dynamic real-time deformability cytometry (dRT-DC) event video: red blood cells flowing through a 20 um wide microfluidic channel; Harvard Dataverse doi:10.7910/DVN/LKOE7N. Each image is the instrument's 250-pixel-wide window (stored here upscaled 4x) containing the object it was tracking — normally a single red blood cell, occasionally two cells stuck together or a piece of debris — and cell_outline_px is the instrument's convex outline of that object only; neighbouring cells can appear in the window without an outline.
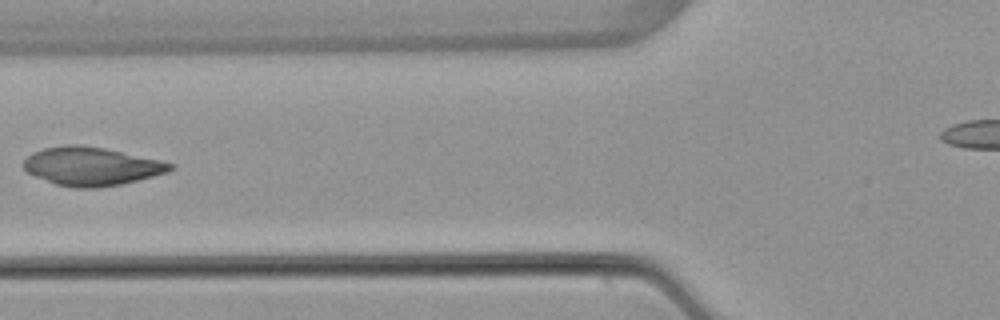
{"species": "common noctule bat (a hibernating species)", "species_latin": "Nyctalus noctula", "temperature_condition": "warm", "stored_images_in_passage": 6, "camera_frame_rate_fps": 3000, "um_per_image_px": 0.085, "animal": {"sex": "female", "body_mass_g": 22.7, "forearm_length_mm": 54.2}, "frame": {"image": 1, "passage_image": 5, "time_ms": 6.0, "image_size_px": [1000, 320], "cell_outline_px": [[176, 168], [168, 172], [120, 184], [96, 188], [76, 188], [56, 184], [36, 176], [28, 172], [20, 164], [32, 152], [44, 148], [68, 144], [80, 144], [104, 148], [160, 160], [176, 164]], "centroid_in_image_um": [7.77, 14.12], "position_along_channel_um": 118.0, "area_um2": 32.77}}
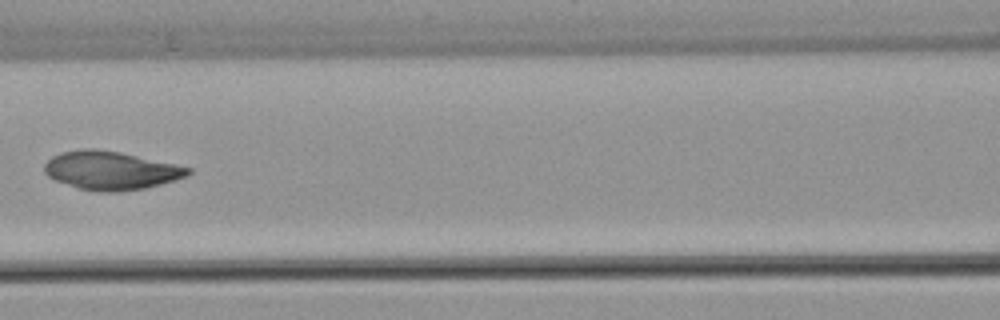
{"frame": {"image": 2, "passage_image": 6, "time_ms": 7.0, "image_size_px": [1000, 320], "cell_outline_px": [[192, 172], [188, 176], [160, 184], [144, 188], [116, 192], [104, 192], [76, 188], [56, 180], [48, 176], [44, 172], [44, 164], [52, 156], [64, 152], [84, 148], [96, 148], [120, 152], [176, 164], [192, 168]], "centroid_in_image_um": [9.43, 14.48], "position_along_channel_um": 157.2, "area_um2": 32.14}}